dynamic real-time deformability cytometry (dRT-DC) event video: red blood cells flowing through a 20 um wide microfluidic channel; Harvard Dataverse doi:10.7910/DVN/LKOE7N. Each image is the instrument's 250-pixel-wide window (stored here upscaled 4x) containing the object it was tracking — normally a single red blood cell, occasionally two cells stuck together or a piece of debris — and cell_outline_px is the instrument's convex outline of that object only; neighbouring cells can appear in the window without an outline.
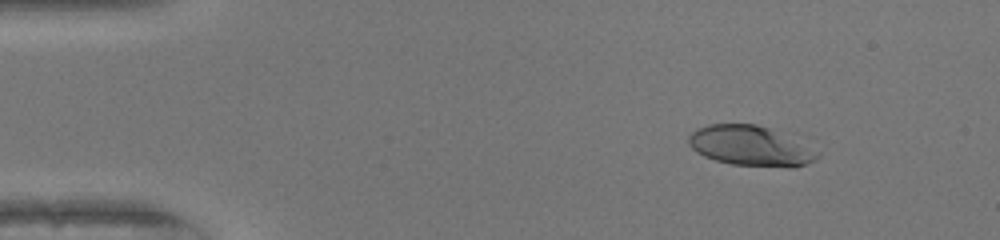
{"species": "human", "species_latin": "Homo sapiens", "temperature_condition": "warm", "stored_images_in_passage": 47, "camera_frame_rate_fps": 3000, "um_per_image_px": 0.085, "donor": {"sex": "female"}, "frame": {"image": 1, "passage_image": 3, "time_ms": 0.667, "image_size_px": [1000, 240], "cell_outline_px": [[820, 156], [816, 160], [808, 164], [792, 168], [788, 168], [732, 164], [716, 160], [704, 156], [696, 152], [688, 144], [688, 136], [696, 128], [708, 124], [756, 124], [768, 128], [820, 152]], "centroid_in_image_um": [63.76, 12.42], "position_along_channel_um": 21.2, "area_um2": 29.94}}
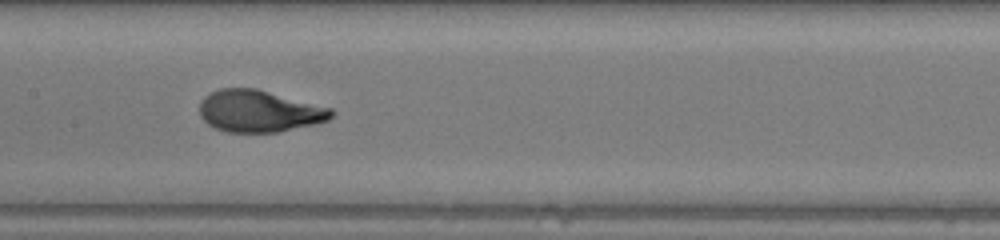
{"frame": {"image": 2, "passage_image": 22, "time_ms": 7.0, "image_size_px": [1000, 240], "cell_outline_px": [[336, 112], [328, 120], [316, 124], [276, 132], [228, 132], [216, 128], [208, 124], [200, 116], [200, 100], [204, 96], [220, 88], [256, 88], [332, 108]], "centroid_in_image_um": [22.03, 9.44], "position_along_channel_um": 185.4, "area_um2": 32.19}}
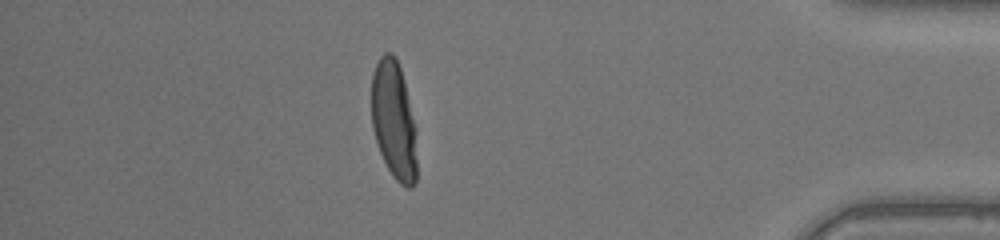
{"frame": {"image": 3, "passage_image": 41, "time_ms": 13.333, "image_size_px": [1000, 240], "cell_outline_px": [[416, 180], [412, 188], [408, 188], [400, 184], [392, 176], [380, 152], [372, 128], [372, 72], [380, 56], [384, 52], [392, 52], [396, 56], [404, 80], [416, 128]], "centroid_in_image_um": [33.48, 10.21], "position_along_channel_um": 401.7, "area_um2": 31.44}, "authors_computed_cell_mechanics": {"area_um2": 31.7322, "velocity_mm_per_s": 4.0904, "shape_relaxation_time_tau1_ms": 3.9306, "shape_relaxation_time_tau2_ms": null, "deformation_change_tau1": 0.2419, "deformation_change_tau2": null}}